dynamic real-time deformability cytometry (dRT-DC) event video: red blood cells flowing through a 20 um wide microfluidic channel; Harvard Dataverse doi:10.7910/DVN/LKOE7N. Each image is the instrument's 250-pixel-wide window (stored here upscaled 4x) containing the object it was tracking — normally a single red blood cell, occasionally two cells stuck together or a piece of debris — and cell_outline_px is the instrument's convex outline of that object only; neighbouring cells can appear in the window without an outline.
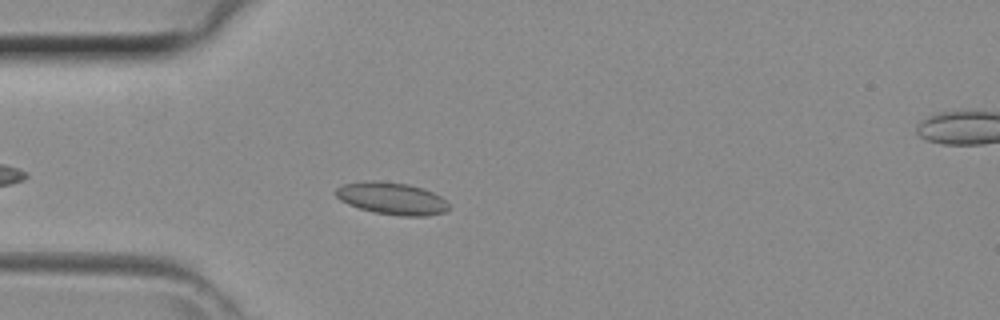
{"species": "common noctule bat (a hibernating species)", "species_latin": "Nyctalus noctula", "temperature_condition": "room temperature", "stored_images_in_passage": 35, "camera_frame_rate_fps": 3000, "um_per_image_px": 0.085, "animal": {"sex": "female", "body_mass_g": 29.2, "forearm_length_mm": 56.3}, "frame": {"image": 1, "passage_image": 6, "time_ms": 1.667, "image_size_px": [1000, 320], "cell_outline_px": [[448, 208], [444, 212], [428, 216], [400, 216], [372, 212], [348, 204], [340, 200], [336, 196], [336, 188], [344, 184], [364, 180], [376, 180], [408, 184], [424, 188], [440, 196], [448, 204]], "centroid_in_image_um": [33.29, 16.86], "position_along_channel_um": 51.7, "area_um2": 21.27}}
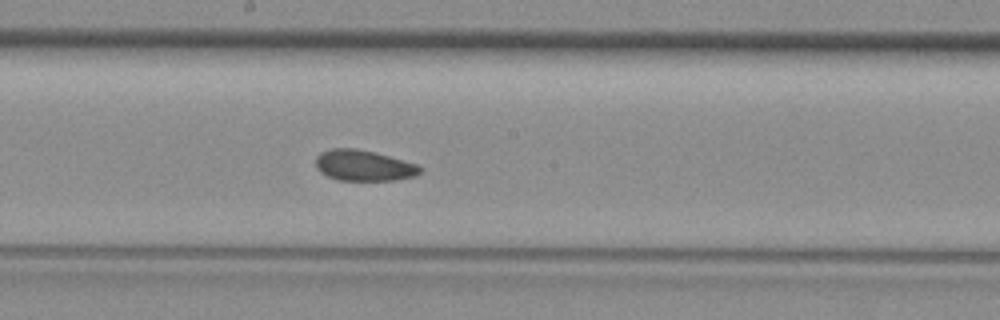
{"frame": {"image": 2, "passage_image": 17, "time_ms": 5.333, "image_size_px": [1000, 320], "cell_outline_px": [[424, 168], [416, 176], [392, 180], [336, 180], [320, 172], [316, 168], [316, 156], [320, 152], [332, 148], [356, 148], [388, 156], [416, 164]], "centroid_in_image_um": [30.88, 14.07], "position_along_channel_um": 217.3, "area_um2": 18.67}}
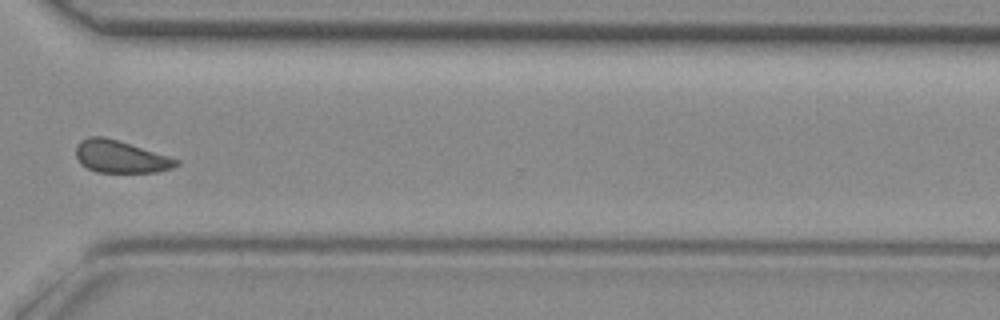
{"frame": {"image": 3, "passage_image": 26, "time_ms": 8.333, "image_size_px": [1000, 320], "cell_outline_px": [[180, 164], [172, 168], [156, 172], [96, 172], [88, 168], [76, 156], [76, 144], [80, 140], [88, 136], [104, 136], [120, 140], [180, 160]], "centroid_in_image_um": [10.25, 13.3], "position_along_channel_um": 360.4, "area_um2": 18.9}}